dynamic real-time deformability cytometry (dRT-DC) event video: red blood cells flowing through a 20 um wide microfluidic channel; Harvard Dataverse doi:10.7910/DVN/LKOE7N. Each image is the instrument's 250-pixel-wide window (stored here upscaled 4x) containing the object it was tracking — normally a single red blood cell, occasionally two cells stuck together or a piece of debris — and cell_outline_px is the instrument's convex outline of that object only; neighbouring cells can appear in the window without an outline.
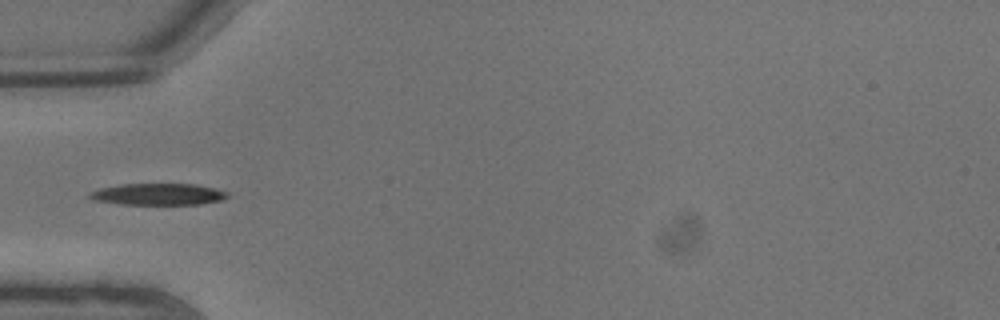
{"species": "common noctule bat (a hibernating species)", "species_latin": "Nyctalus noctula", "temperature_condition": "warm", "stored_images_in_passage": 9, "camera_frame_rate_fps": 3000, "um_per_image_px": 0.085, "animal": {"sex": "male", "body_mass_g": 13.3}, "frame": {"image": 1, "passage_image": 7, "time_ms": 2.0, "image_size_px": [1000, 320], "cell_outline_px": [[228, 196], [220, 200], [200, 204], [120, 204], [92, 200], [88, 196], [88, 192], [100, 188], [120, 184], [196, 184], [216, 188], [228, 192]], "centroid_in_image_um": [13.41, 16.5], "position_along_channel_um": 71.6, "area_um2": 17.4}}
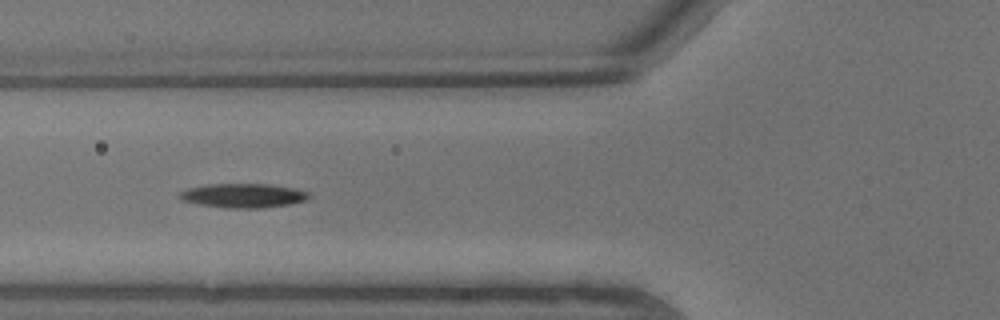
{"frame": {"image": 2, "passage_image": 8, "time_ms": 2.333, "image_size_px": [1000, 320], "cell_outline_px": [[312, 196], [308, 200], [292, 204], [260, 208], [228, 208], [200, 204], [180, 200], [176, 196], [180, 192], [188, 188], [208, 184], [272, 184], [296, 188], [308, 192]], "centroid_in_image_um": [20.71, 16.62], "position_along_channel_um": 105.1, "area_um2": 18.5}}
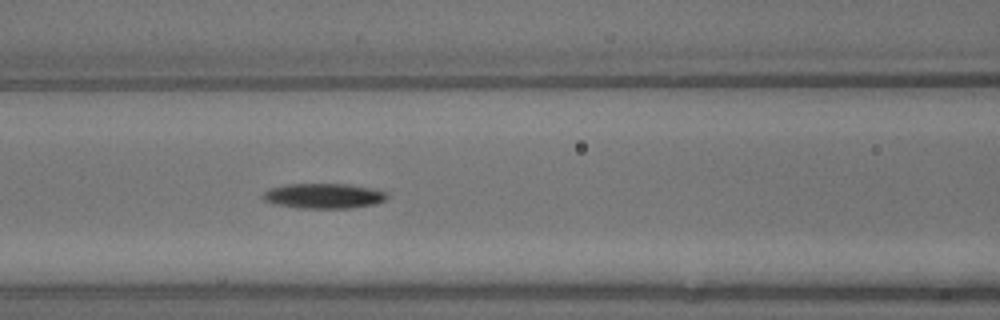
{"frame": {"image": 3, "passage_image": 9, "time_ms": 2.667, "image_size_px": [1000, 320], "cell_outline_px": [[388, 196], [384, 200], [376, 204], [352, 208], [296, 208], [276, 204], [264, 200], [264, 192], [272, 188], [288, 184], [344, 184], [376, 188], [388, 192]], "centroid_in_image_um": [27.59, 16.65], "position_along_channel_um": 139.0, "area_um2": 18.15}}